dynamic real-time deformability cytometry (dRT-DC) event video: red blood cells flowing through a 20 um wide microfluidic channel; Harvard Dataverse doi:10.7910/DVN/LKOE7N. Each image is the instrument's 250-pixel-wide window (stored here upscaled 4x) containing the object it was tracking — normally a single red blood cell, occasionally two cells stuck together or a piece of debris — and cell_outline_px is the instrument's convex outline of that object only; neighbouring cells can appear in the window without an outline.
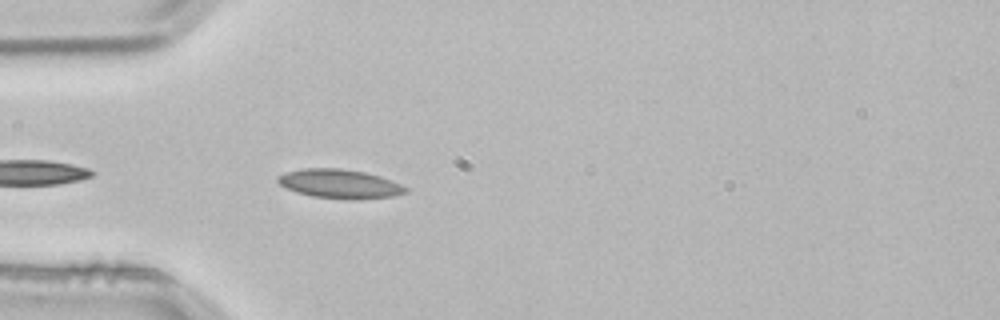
{"species": "common noctule bat (a hibernating species)", "species_latin": "Nyctalus noctula", "temperature_condition": "room temperature", "stored_images_in_passage": 2, "camera_frame_rate_fps": 3000, "um_per_image_px": 0.085, "animal": {"sex": "male", "body_mass_g": 21.5, "forearm_length_mm": 52.0}, "frame": {"image": 1, "passage_image": 2, "time_ms": 0.333, "image_size_px": [1000, 320], "cell_outline_px": [[408, 192], [392, 196], [356, 200], [344, 200], [312, 196], [296, 192], [280, 184], [276, 180], [276, 176], [284, 172], [304, 168], [340, 168], [364, 172], [380, 176], [392, 180], [408, 188]], "centroid_in_image_um": [28.87, 15.63], "position_along_channel_um": 56.1, "area_um2": 21.85}}